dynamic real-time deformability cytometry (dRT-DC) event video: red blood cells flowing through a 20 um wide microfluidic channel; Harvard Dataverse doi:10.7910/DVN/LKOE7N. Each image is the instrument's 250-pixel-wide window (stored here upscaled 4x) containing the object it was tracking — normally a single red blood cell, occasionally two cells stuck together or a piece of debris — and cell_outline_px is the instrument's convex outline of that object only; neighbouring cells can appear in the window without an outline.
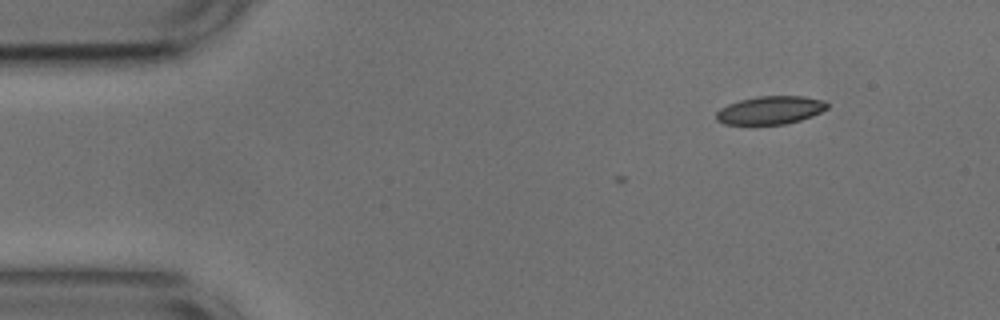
{"species": "common noctule bat (a hibernating species)", "species_latin": "Nyctalus noctula", "temperature_condition": "cold", "stored_images_in_passage": 3, "camera_frame_rate_fps": 3000, "um_per_image_px": 0.085, "animal": {"sex": "male", "body_mass_g": 17.9, "forearm_length_mm": 54.2}, "frame": {"image": 1, "passage_image": 3, "time_ms": 0.667, "image_size_px": [1000, 320], "cell_outline_px": [[828, 108], [812, 116], [800, 120], [784, 124], [724, 124], [716, 120], [716, 112], [720, 108], [728, 104], [740, 100], [756, 96], [804, 96], [824, 100], [828, 104]], "centroid_in_image_um": [65.47, 9.36], "position_along_channel_um": 19.5, "area_um2": 18.21}}